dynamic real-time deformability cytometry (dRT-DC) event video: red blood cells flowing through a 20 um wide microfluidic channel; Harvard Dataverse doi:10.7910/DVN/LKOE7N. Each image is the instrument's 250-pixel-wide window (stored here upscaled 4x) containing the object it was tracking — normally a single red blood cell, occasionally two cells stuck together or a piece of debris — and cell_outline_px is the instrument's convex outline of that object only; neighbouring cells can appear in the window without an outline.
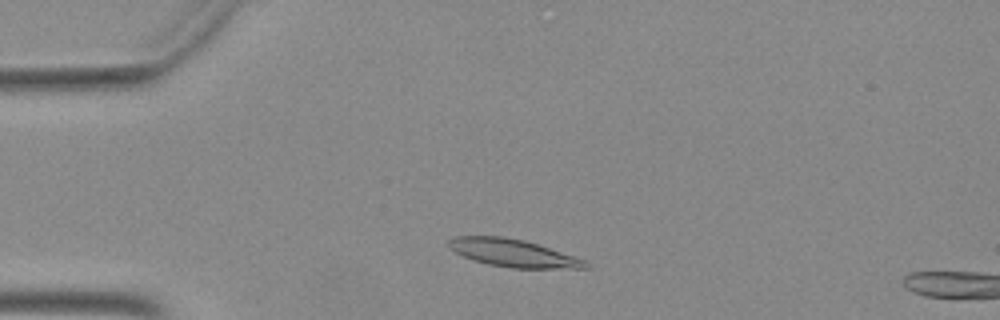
{"species": "Egyptian fruit bat (a non-hibernating species)", "species_latin": "Rousettus aegyptiacus", "temperature_condition": "warm", "stored_images_in_passage": 41, "camera_frame_rate_fps": 3000, "um_per_image_px": 0.085, "animal": {"sex": "female"}, "frame": {"image": 1, "passage_image": 3, "time_ms": 0.667, "image_size_px": [1000, 320], "cell_outline_px": [[588, 268], [512, 268], [488, 264], [472, 260], [456, 252], [448, 244], [448, 240], [456, 236], [500, 236], [524, 240], [584, 260], [588, 264]], "centroid_in_image_um": [43.57, 21.51], "position_along_channel_um": 41.4, "area_um2": 21.5}}
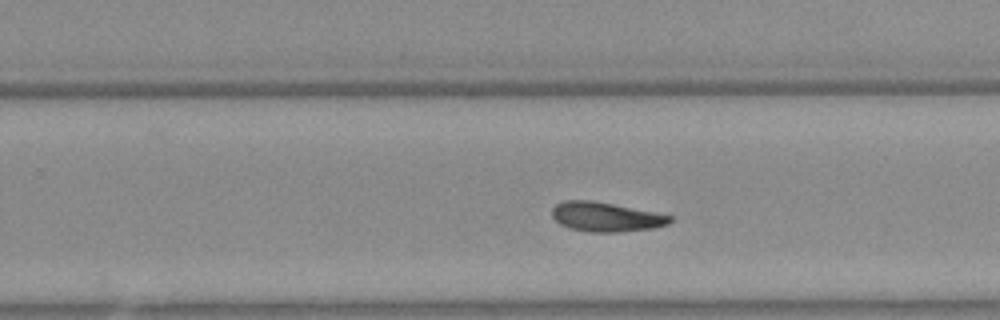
{"frame": {"image": 2, "passage_image": 23, "time_ms": 7.333, "image_size_px": [1000, 320], "cell_outline_px": [[672, 220], [668, 224], [652, 228], [620, 232], [588, 232], [568, 228], [560, 224], [552, 216], [552, 208], [556, 204], [564, 200], [592, 200], [672, 216]], "centroid_in_image_um": [51.45, 18.44], "position_along_channel_um": 278.4, "area_um2": 20.06}}
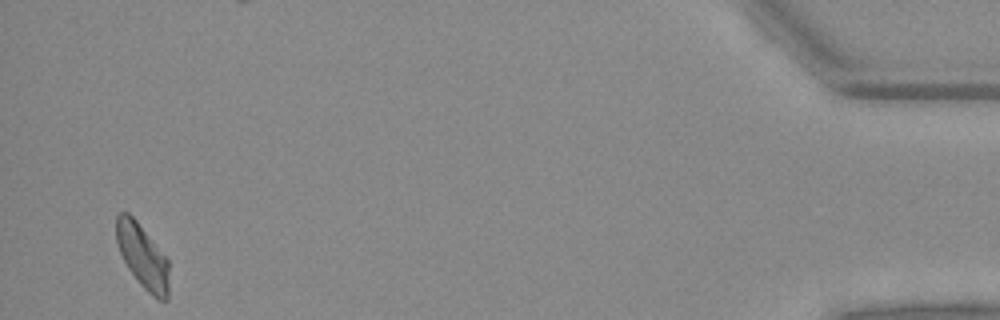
{"frame": {"image": 3, "passage_image": 40, "time_ms": 13.0, "image_size_px": [1000, 320], "cell_outline_px": [[168, 300], [160, 300], [152, 296], [140, 284], [128, 268], [120, 252], [116, 240], [116, 216], [120, 212], [128, 212], [136, 220], [168, 260]], "centroid_in_image_um": [12.11, 21.79], "position_along_channel_um": 423.1, "area_um2": 19.36}}